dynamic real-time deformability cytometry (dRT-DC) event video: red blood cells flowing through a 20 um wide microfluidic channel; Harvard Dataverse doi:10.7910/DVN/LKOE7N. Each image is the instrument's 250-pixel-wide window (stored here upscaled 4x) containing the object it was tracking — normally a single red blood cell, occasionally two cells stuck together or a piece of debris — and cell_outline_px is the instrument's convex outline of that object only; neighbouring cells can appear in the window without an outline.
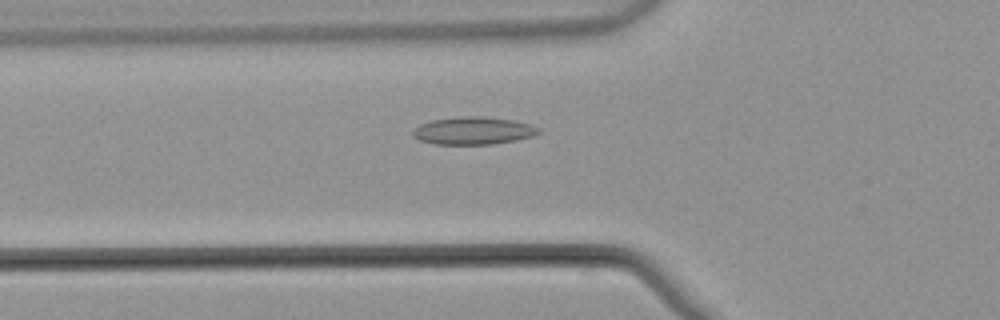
{"species": "common noctule bat (a hibernating species)", "species_latin": "Nyctalus noctula", "temperature_condition": "warm", "stored_images_in_passage": 53, "camera_frame_rate_fps": 3000, "um_per_image_px": 0.085, "animal": {"sex": "male", "body_mass_g": 21.5, "forearm_length_mm": 52.0}, "frame": {"image": 1, "passage_image": 19, "time_ms": 6.0, "image_size_px": [1000, 320], "cell_outline_px": [[540, 132], [532, 136], [516, 140], [492, 144], [432, 144], [420, 140], [412, 136], [412, 132], [420, 124], [432, 120], [460, 116], [484, 116], [512, 120], [528, 124], [540, 128]], "centroid_in_image_um": [40.21, 11.11], "position_along_channel_um": 85.6, "area_um2": 20.17}}
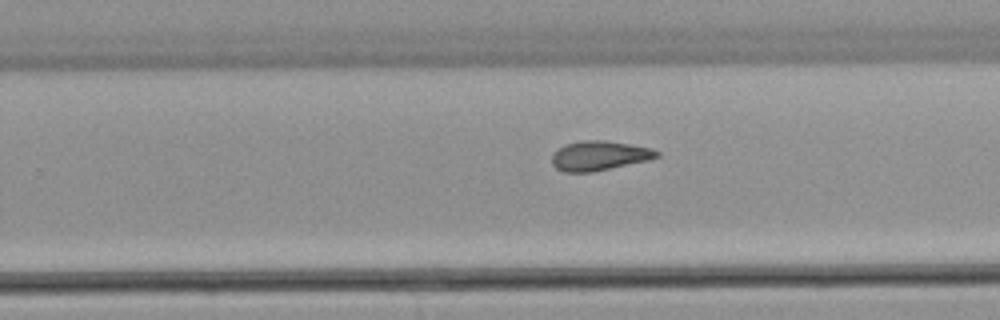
{"frame": {"image": 2, "passage_image": 34, "time_ms": 11.0, "image_size_px": [1000, 320], "cell_outline_px": [[660, 156], [648, 160], [592, 172], [564, 172], [556, 168], [552, 164], [552, 152], [564, 144], [580, 140], [604, 140], [652, 148], [660, 152]], "centroid_in_image_um": [50.91, 13.22], "position_along_channel_um": 278.9, "area_um2": 18.15}}
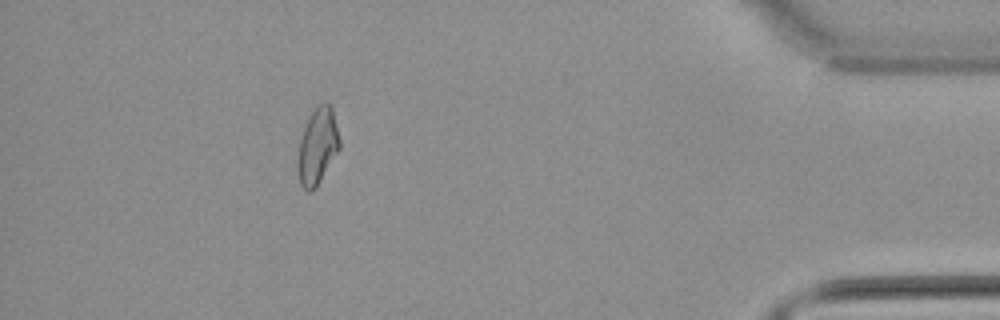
{"frame": {"image": 3, "passage_image": 48, "time_ms": 15.667, "image_size_px": [1000, 320], "cell_outline_px": [[340, 148], [316, 188], [312, 192], [308, 192], [300, 184], [296, 168], [296, 160], [300, 136], [308, 116], [324, 100], [332, 104], [340, 140]], "centroid_in_image_um": [26.97, 12.42], "position_along_channel_um": 408.2, "area_um2": 19.13}, "authors_computed_cell_mechanics": {"area_um2": 18.8428, "velocity_mm_per_s": 3.8608, "shape_relaxation_time_tau1_ms": null, "shape_relaxation_time_tau2_ms": 3.9566, "deformation_change_tau1": null, "deformation_change_tau2": 0.1133}}